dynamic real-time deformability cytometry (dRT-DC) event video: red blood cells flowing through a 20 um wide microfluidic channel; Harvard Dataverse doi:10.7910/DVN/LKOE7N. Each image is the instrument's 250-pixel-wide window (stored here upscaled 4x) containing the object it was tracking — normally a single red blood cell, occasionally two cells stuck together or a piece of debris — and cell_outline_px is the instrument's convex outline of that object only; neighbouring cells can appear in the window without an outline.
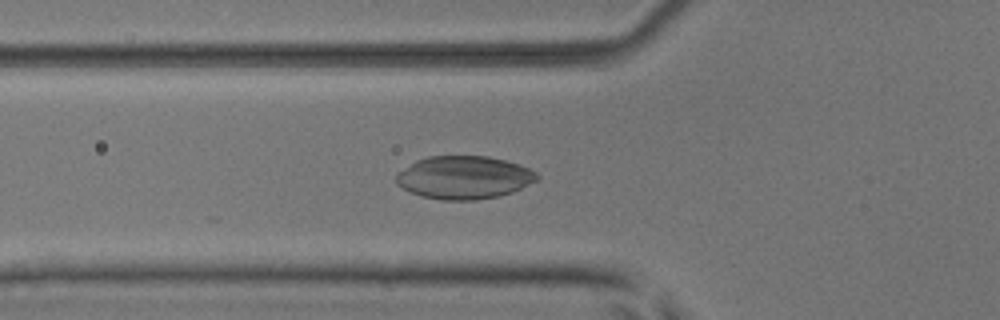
{"species": "common noctule bat (a hibernating species)", "species_latin": "Nyctalus noctula", "temperature_condition": "room temperature", "stored_images_in_passage": 52, "camera_frame_rate_fps": 3000, "um_per_image_px": 0.085, "animal": {"sex": "male", "body_mass_g": 17.9, "forearm_length_mm": 54.2}, "frame": {"image": 1, "passage_image": 19, "time_ms": 6.0, "image_size_px": [1000, 320], "cell_outline_px": [[540, 176], [536, 180], [512, 192], [500, 196], [476, 200], [440, 200], [420, 196], [396, 184], [396, 172], [416, 160], [428, 156], [488, 156], [520, 164], [536, 172]], "centroid_in_image_um": [39.42, 15.08], "position_along_channel_um": 86.4, "area_um2": 35.37}}
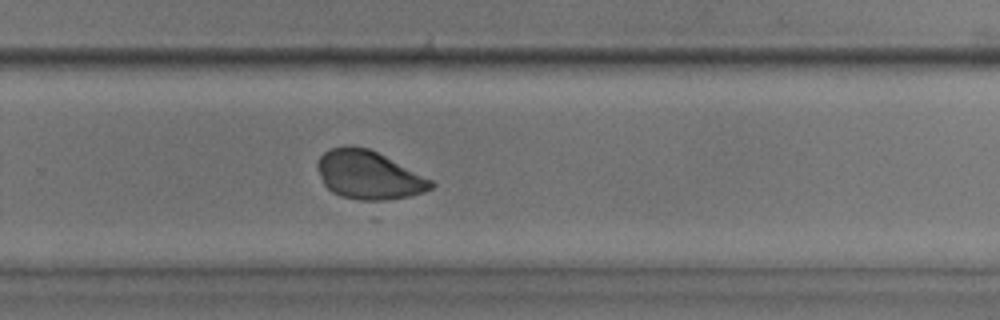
{"frame": {"image": 2, "passage_image": 35, "time_ms": 11.333, "image_size_px": [1000, 320], "cell_outline_px": [[436, 184], [432, 188], [408, 196], [376, 204], [372, 204], [340, 196], [332, 192], [324, 184], [316, 168], [316, 164], [320, 156], [324, 152], [332, 148], [344, 144], [352, 144], [368, 148], [432, 180]], "centroid_in_image_um": [31.29, 14.91], "position_along_channel_um": 298.5, "area_um2": 32.6}}
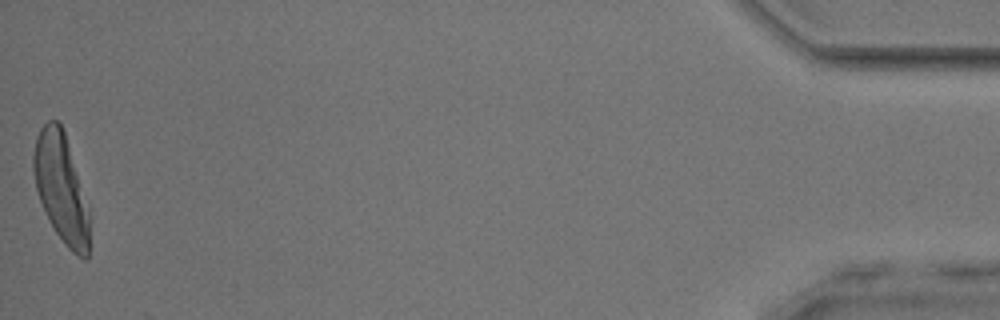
{"frame": {"image": 3, "passage_image": 52, "time_ms": 17.0, "image_size_px": [1000, 320], "cell_outline_px": [[88, 260], [84, 260], [72, 252], [64, 244], [56, 232], [40, 200], [36, 188], [32, 168], [32, 156], [36, 136], [40, 128], [48, 120], [56, 120], [60, 124], [64, 132], [88, 208]], "centroid_in_image_um": [5.16, 15.97], "position_along_channel_um": 430.0, "area_um2": 34.68}}